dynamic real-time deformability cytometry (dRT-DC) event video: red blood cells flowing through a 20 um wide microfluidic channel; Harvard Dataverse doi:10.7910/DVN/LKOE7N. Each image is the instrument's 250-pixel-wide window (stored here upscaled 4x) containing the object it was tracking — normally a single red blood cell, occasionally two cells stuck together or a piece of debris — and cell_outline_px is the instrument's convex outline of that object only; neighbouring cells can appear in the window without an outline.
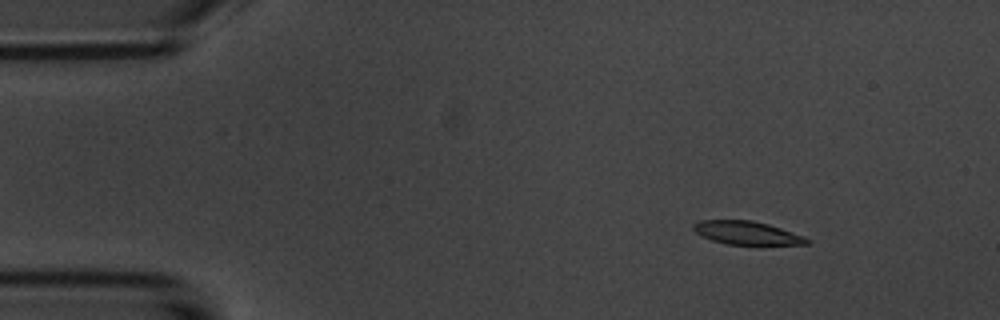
{"species": "common noctule bat (a hibernating species)", "species_latin": "Nyctalus noctula", "temperature_condition": "room temperature", "stored_images_in_passage": 9, "camera_frame_rate_fps": 3000, "um_per_image_px": 0.085, "animal": {"sex": "male", "body_mass_g": 20.1, "forearm_length_mm": 53.5}, "frame": {"image": 1, "passage_image": 2, "time_ms": 1.333, "image_size_px": [1000, 320], "cell_outline_px": [[812, 244], [728, 244], [712, 240], [700, 236], [692, 228], [692, 224], [700, 220], [752, 220], [768, 224], [804, 236], [812, 240]], "centroid_in_image_um": [63.47, 19.79], "position_along_channel_um": 21.5, "area_um2": 15.37}}
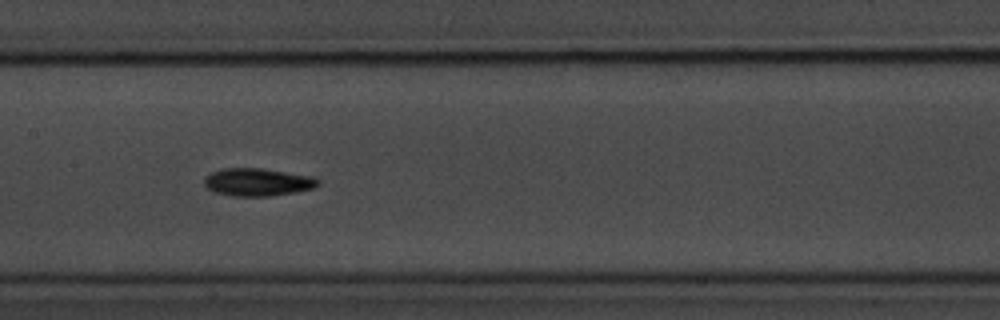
{"frame": {"image": 2, "passage_image": 8, "time_ms": 8.0, "image_size_px": [1000, 320], "cell_outline_px": [[320, 184], [312, 188], [296, 192], [272, 196], [232, 196], [216, 192], [208, 188], [204, 184], [204, 176], [220, 168], [264, 168], [312, 176], [320, 180]], "centroid_in_image_um": [21.9, 15.47], "position_along_channel_um": 185.5, "area_um2": 18.55}}
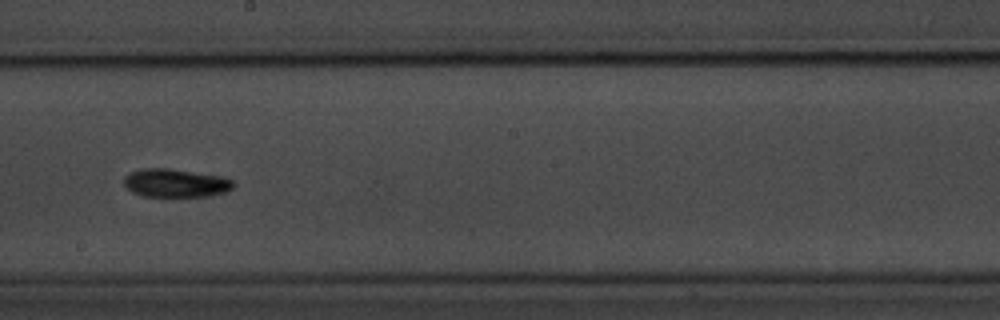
{"frame": {"image": 3, "passage_image": 9, "time_ms": 9.333, "image_size_px": [1000, 320], "cell_outline_px": [[236, 184], [232, 188], [224, 192], [208, 196], [144, 196], [132, 192], [124, 184], [124, 176], [132, 172], [144, 168], [168, 168], [220, 176], [236, 180]], "centroid_in_image_um": [14.95, 15.55], "position_along_channel_um": 233.2, "area_um2": 17.98}}